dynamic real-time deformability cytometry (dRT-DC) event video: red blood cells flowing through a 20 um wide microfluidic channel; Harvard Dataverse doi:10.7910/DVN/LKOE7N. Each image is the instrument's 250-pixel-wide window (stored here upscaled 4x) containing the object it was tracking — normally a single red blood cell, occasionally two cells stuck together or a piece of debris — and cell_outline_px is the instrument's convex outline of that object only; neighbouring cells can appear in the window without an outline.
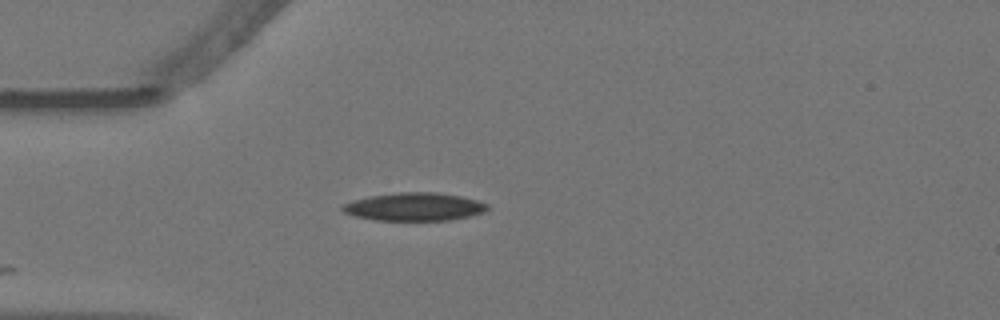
{"species": "Egyptian fruit bat (a non-hibernating species)", "species_latin": "Rousettus aegyptiacus", "temperature_condition": "warm", "stored_images_in_passage": 7, "camera_frame_rate_fps": 3000, "um_per_image_px": 0.085, "animal": {"sex": "female"}, "frame": {"image": 1, "passage_image": 1, "time_ms": 0.0, "image_size_px": [1000, 320], "cell_outline_px": [[488, 208], [484, 212], [468, 216], [448, 220], [376, 220], [356, 216], [344, 212], [340, 208], [344, 204], [356, 200], [372, 196], [400, 192], [436, 192], [460, 196], [476, 200], [488, 204]], "centroid_in_image_um": [35.24, 17.57], "position_along_channel_um": 49.8, "area_um2": 23.29}}
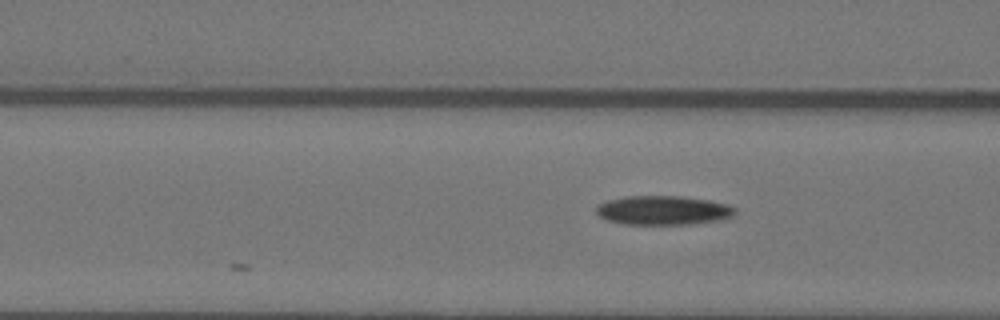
{"frame": {"image": 2, "passage_image": 7, "time_ms": 2.0, "image_size_px": [1000, 320], "cell_outline_px": [[736, 216], [720, 220], [692, 224], [624, 224], [608, 220], [600, 216], [596, 212], [596, 208], [600, 204], [608, 200], [624, 196], [680, 196], [708, 200], [728, 204], [736, 208]], "centroid_in_image_um": [56.42, 17.88], "position_along_channel_um": 110.2, "area_um2": 23.64}}